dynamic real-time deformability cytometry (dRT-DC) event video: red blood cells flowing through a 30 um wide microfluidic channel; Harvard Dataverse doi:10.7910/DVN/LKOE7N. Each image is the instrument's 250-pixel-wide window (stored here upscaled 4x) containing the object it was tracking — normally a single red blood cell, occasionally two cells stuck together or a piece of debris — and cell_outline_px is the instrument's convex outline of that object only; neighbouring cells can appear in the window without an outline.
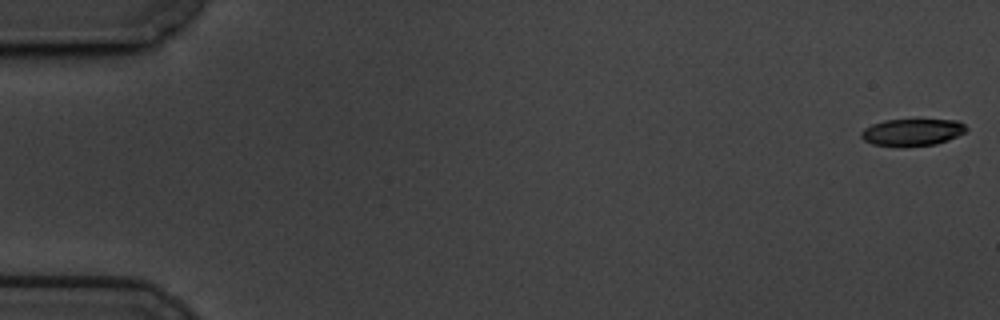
{"species": "common noctule bat (a hibernating species)", "species_latin": "Nyctalus noctula", "temperature_condition": "cold", "stored_images_in_passage": 59, "camera_frame_rate_fps": 3000, "um_per_image_px": 0.085, "animal": {"sex": "male", "body_mass_g": 19.5, "forearm_length_mm": 54.6}, "frame": {"image": 1, "passage_image": 1, "time_ms": 0.0, "image_size_px": [1000, 320], "cell_outline_px": [[968, 128], [964, 132], [948, 140], [936, 144], [872, 144], [864, 140], [860, 136], [860, 132], [864, 128], [872, 124], [884, 120], [956, 120], [964, 124]], "centroid_in_image_um": [77.54, 11.2], "position_along_channel_um": 7.5, "area_um2": 15.84}}
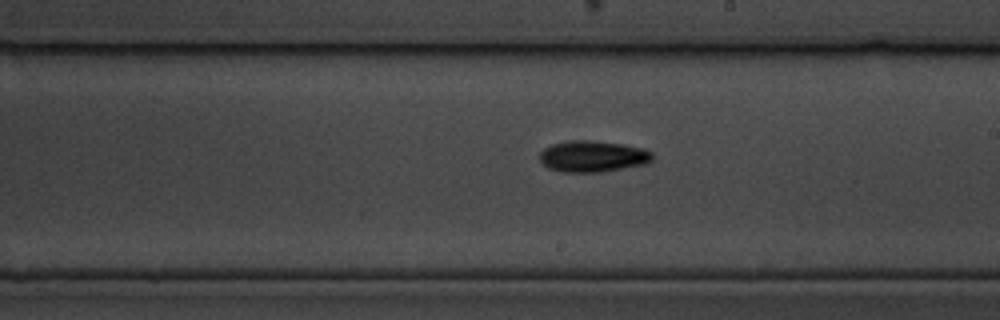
{"frame": {"image": 2, "passage_image": 34, "time_ms": 11.0, "image_size_px": [1000, 320], "cell_outline_px": [[652, 160], [648, 164], [600, 172], [560, 172], [548, 168], [540, 160], [540, 152], [544, 148], [552, 144], [572, 140], [584, 140], [624, 144], [640, 148], [652, 152]], "centroid_in_image_um": [50.38, 13.3], "position_along_channel_um": 238.6, "area_um2": 20.52}}
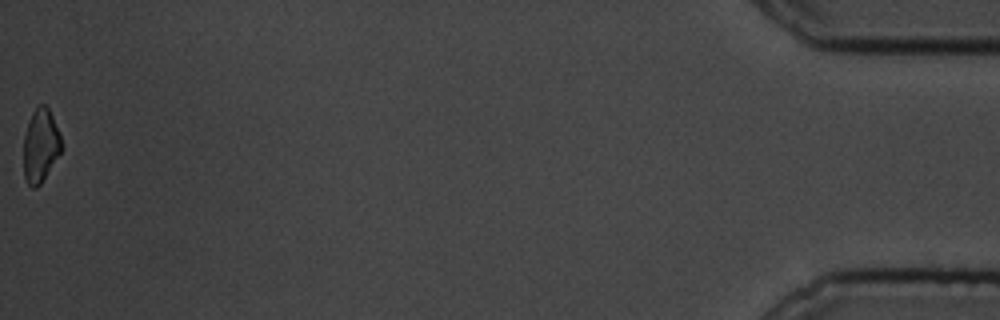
{"frame": {"image": 3, "passage_image": 59, "time_ms": 19.333, "image_size_px": [1000, 320], "cell_outline_px": [[64, 148], [40, 184], [36, 188], [32, 188], [28, 184], [24, 176], [24, 136], [32, 112], [40, 104], [44, 104], [48, 108], [52, 116], [60, 136]], "centroid_in_image_um": [3.46, 12.39], "position_along_channel_um": 431.7, "area_um2": 16.07}, "authors_computed_cell_mechanics": {"area_um2": 18.496, "velocity_mm_per_s": 3.4528, "shape_relaxation_time_tau1_ms": 3.4219, "shape_relaxation_time_tau2_ms": null, "deformation_change_tau1": 0.1255, "deformation_change_tau2": null}}